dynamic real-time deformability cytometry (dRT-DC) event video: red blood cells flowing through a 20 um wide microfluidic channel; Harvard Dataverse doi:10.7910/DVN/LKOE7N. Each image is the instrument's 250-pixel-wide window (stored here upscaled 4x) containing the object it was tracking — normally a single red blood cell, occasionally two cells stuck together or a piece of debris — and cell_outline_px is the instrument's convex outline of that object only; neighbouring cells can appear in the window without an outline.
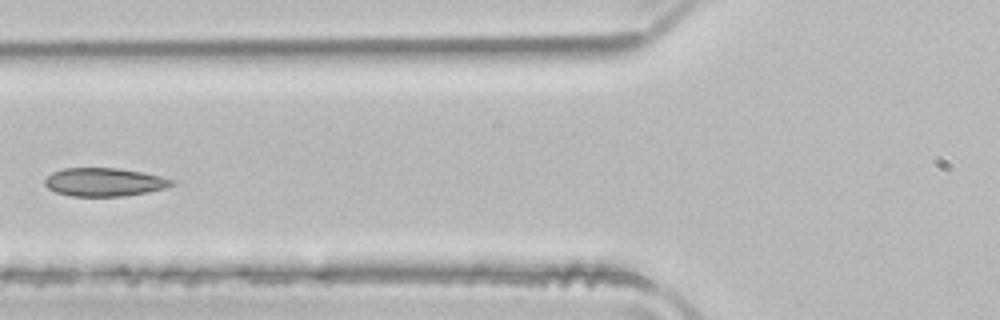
{"species": "common noctule bat (a hibernating species)", "species_latin": "Nyctalus noctula", "temperature_condition": "room temperature", "stored_images_in_passage": 4, "camera_frame_rate_fps": 3000, "um_per_image_px": 0.085, "animal": {"sex": "male", "body_mass_g": 21.5, "forearm_length_mm": 52.0}, "frame": {"image": 1, "passage_image": 4, "time_ms": 1.0, "image_size_px": [1000, 320], "cell_outline_px": [[172, 184], [164, 188], [148, 192], [124, 196], [72, 196], [56, 192], [48, 188], [44, 184], [44, 180], [52, 172], [64, 168], [116, 168], [140, 172], [160, 176], [172, 180]], "centroid_in_image_um": [8.81, 15.48], "position_along_channel_um": 117.0, "area_um2": 20.69}}